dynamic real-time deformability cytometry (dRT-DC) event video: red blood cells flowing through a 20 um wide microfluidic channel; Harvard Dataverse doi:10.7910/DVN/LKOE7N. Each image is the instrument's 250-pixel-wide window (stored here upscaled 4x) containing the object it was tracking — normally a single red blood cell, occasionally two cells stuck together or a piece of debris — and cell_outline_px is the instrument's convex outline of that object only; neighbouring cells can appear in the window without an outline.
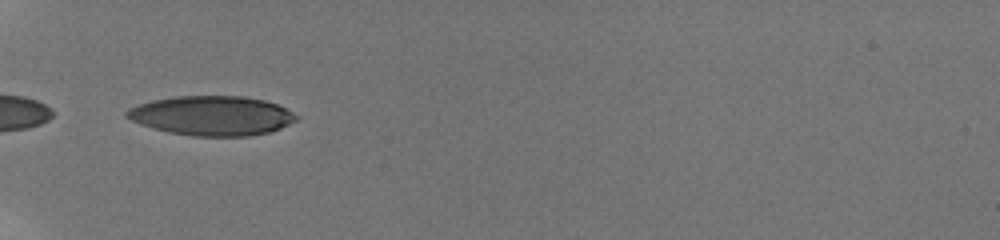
{"species": "human", "species_latin": "Homo sapiens", "temperature_condition": "room temperature", "stored_images_in_passage": 36, "camera_frame_rate_fps": 3000, "um_per_image_px": 0.085, "donor": {"sex": "male"}, "frame": {"image": 1, "passage_image": 1, "time_ms": 0.0, "image_size_px": [1000, 240], "cell_outline_px": [[300, 116], [296, 120], [280, 128], [268, 132], [248, 136], [192, 136], [168, 132], [152, 128], [140, 124], [124, 116], [124, 112], [128, 108], [152, 100], [176, 96], [244, 96], [264, 100], [276, 104]], "centroid_in_image_um": [17.98, 9.83], "position_along_channel_um": 67.0, "area_um2": 39.02}}
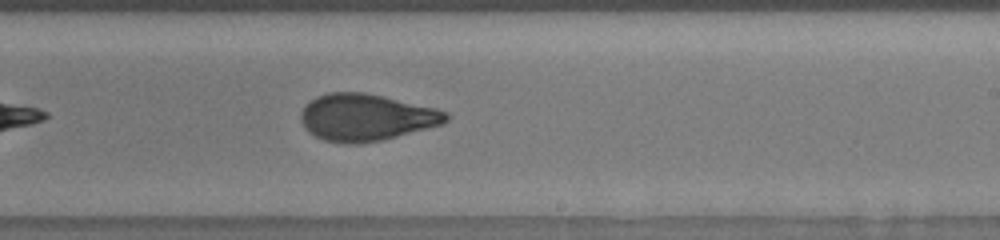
{"frame": {"image": 2, "passage_image": 17, "time_ms": 5.333, "image_size_px": [1000, 240], "cell_outline_px": [[448, 120], [444, 124], [380, 140], [356, 144], [348, 144], [324, 140], [316, 136], [300, 120], [300, 116], [304, 104], [316, 96], [328, 92], [364, 92], [436, 108], [448, 112]], "centroid_in_image_um": [31.12, 9.96], "position_along_channel_um": 257.9, "area_um2": 39.42}}
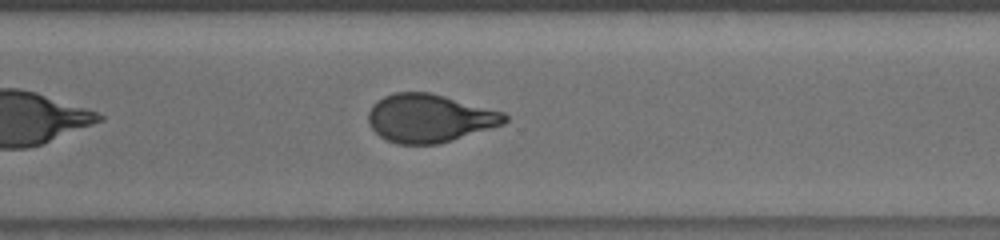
{"frame": {"image": 3, "passage_image": 23, "time_ms": 7.333, "image_size_px": [1000, 240], "cell_outline_px": [[508, 120], [504, 124], [440, 144], [396, 144], [380, 136], [372, 128], [368, 120], [368, 112], [372, 104], [384, 96], [396, 92], [432, 92], [504, 112], [508, 116]], "centroid_in_image_um": [36.52, 10.04], "position_along_channel_um": 334.1, "area_um2": 38.44}, "authors_computed_cell_mechanics": {"area_um2": 39.015, "velocity_mm_per_s": 3.8267, "shape_relaxation_time_tau1_ms": 4.3341, "shape_relaxation_time_tau2_ms": 1.2114, "deformation_change_tau1": 0.184, "deformation_change_tau2": 0.0768}}